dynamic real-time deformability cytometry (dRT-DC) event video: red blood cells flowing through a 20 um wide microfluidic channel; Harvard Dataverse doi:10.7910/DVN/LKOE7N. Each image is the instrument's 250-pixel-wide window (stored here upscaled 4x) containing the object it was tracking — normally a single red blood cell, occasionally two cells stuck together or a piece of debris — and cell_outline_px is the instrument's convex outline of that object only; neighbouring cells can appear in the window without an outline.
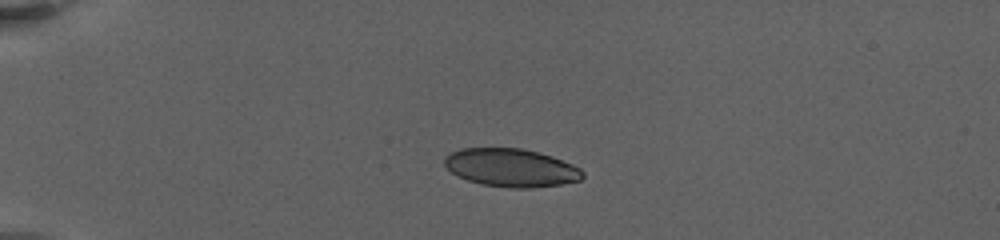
{"species": "human", "species_latin": "Homo sapiens", "temperature_condition": "warm", "stored_images_in_passage": 36, "camera_frame_rate_fps": 3000, "um_per_image_px": 0.085, "donor": {"sex": "female"}, "frame": {"image": 1, "passage_image": 1, "time_ms": 0.0, "image_size_px": [1000, 240], "cell_outline_px": [[584, 176], [580, 180], [560, 184], [532, 188], [508, 188], [480, 184], [468, 180], [452, 172], [444, 164], [444, 156], [460, 148], [520, 148], [540, 152], [552, 156], [572, 164], [580, 168], [584, 172]], "centroid_in_image_um": [43.45, 14.25], "position_along_channel_um": 41.5, "area_um2": 30.75}}
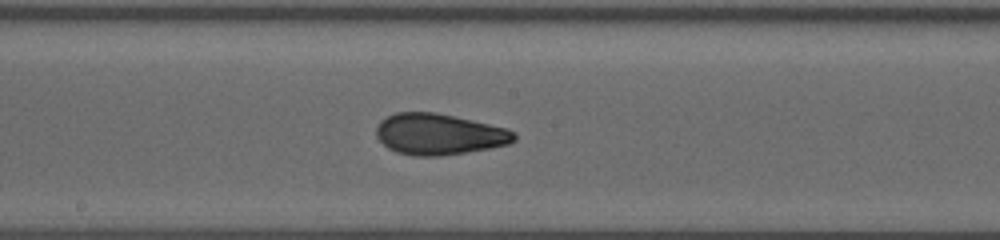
{"frame": {"image": 2, "passage_image": 14, "time_ms": 7.0, "image_size_px": [1000, 240], "cell_outline_px": [[516, 140], [508, 144], [488, 148], [440, 156], [412, 156], [396, 152], [388, 148], [376, 136], [376, 128], [380, 120], [396, 112], [436, 112], [508, 128], [516, 132]], "centroid_in_image_um": [37.31, 11.4], "position_along_channel_um": 210.9, "area_um2": 33.06}}
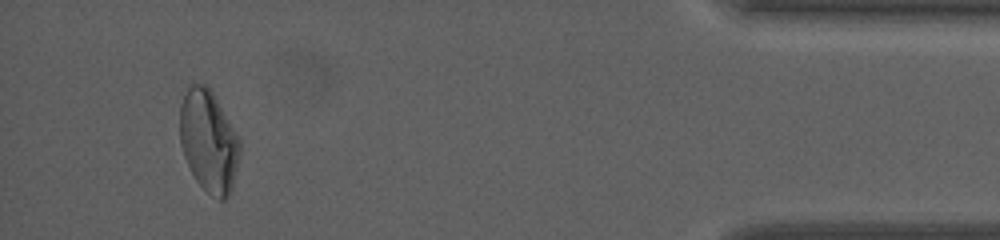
{"frame": {"image": 3, "passage_image": 32, "time_ms": 15.333, "image_size_px": [1000, 240], "cell_outline_px": [[240, 152], [232, 188], [228, 196], [224, 200], [220, 200], [212, 196], [196, 180], [184, 156], [180, 144], [180, 104], [188, 84], [204, 84], [212, 92], [240, 140]], "centroid_in_image_um": [17.72, 11.99], "position_along_channel_um": 417.5, "area_um2": 35.26}, "authors_computed_cell_mechanics": {"area_um2": 33.2639, "velocity_mm_per_s": 3.1503, "shape_relaxation_time_tau1_ms": 8.7996, "shape_relaxation_time_tau2_ms": 1.2802, "deformation_change_tau1": 0.2014, "deformation_change_tau2": 0.0608}}